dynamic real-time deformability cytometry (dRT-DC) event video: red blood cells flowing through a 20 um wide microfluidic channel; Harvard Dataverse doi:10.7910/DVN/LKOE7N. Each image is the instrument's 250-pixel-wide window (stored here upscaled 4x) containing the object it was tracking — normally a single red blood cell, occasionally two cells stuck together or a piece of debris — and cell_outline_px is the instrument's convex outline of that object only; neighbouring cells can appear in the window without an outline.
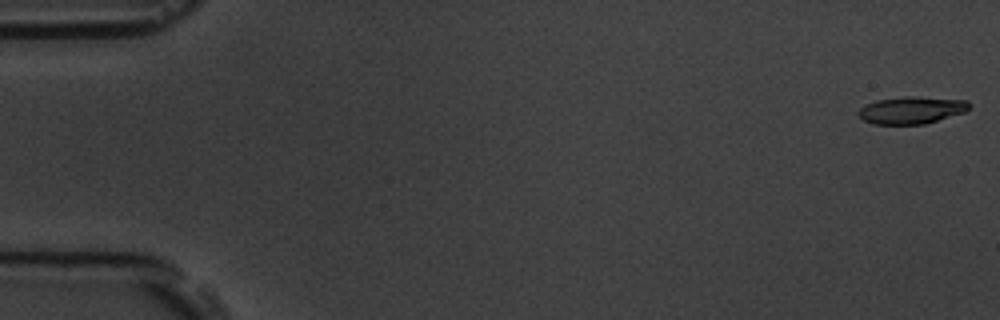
{"species": "common noctule bat (a hibernating species)", "species_latin": "Nyctalus noctula", "temperature_condition": "room temperature", "stored_images_in_passage": 54, "camera_frame_rate_fps": 3000, "um_per_image_px": 0.085, "animal": {"sex": "male", "body_mass_g": 19.5, "forearm_length_mm": 54.6}, "frame": {"image": 1, "passage_image": 1, "time_ms": 0.0, "image_size_px": [1000, 320], "cell_outline_px": [[972, 104], [964, 112], [924, 124], [872, 124], [864, 120], [856, 112], [864, 104], [876, 100], [904, 96], [912, 96], [968, 100]], "centroid_in_image_um": [77.45, 9.35], "position_along_channel_um": 7.5, "area_um2": 17.63}}
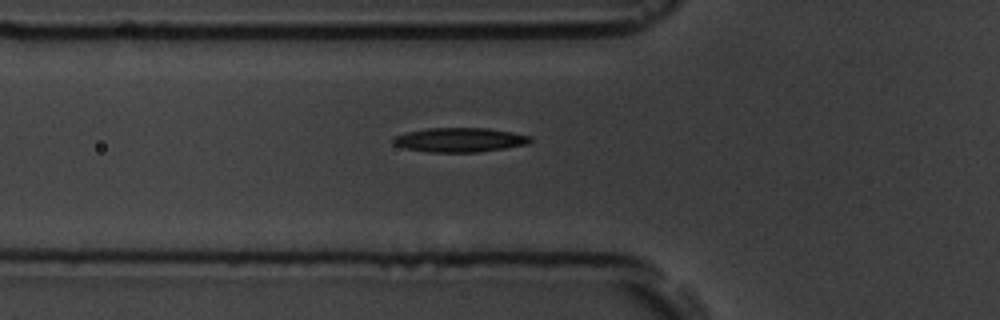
{"frame": {"image": 2, "passage_image": 19, "time_ms": 6.0, "image_size_px": [1000, 320], "cell_outline_px": [[532, 140], [528, 144], [480, 152], [428, 152], [404, 148], [392, 144], [392, 140], [396, 136], [404, 132], [428, 128], [488, 128], [512, 132], [532, 136]], "centroid_in_image_um": [39.07, 11.89], "position_along_channel_um": 86.7, "area_um2": 19.54}}
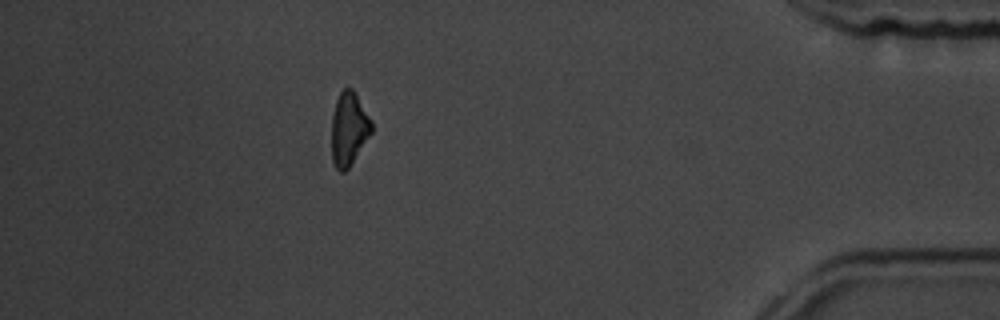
{"frame": {"image": 3, "passage_image": 48, "time_ms": 15.667, "image_size_px": [1000, 320], "cell_outline_px": [[372, 132], [348, 168], [344, 172], [340, 172], [336, 168], [332, 160], [332, 116], [336, 100], [340, 92], [344, 88], [352, 88], [372, 120]], "centroid_in_image_um": [29.65, 10.95], "position_along_channel_um": 405.6, "area_um2": 16.94}, "authors_computed_cell_mechanics": {"area_um2": 18.4093, "velocity_mm_per_s": 3.7898, "shape_relaxation_time_tau1_ms": 4.5731, "shape_relaxation_time_tau2_ms": null, "deformation_change_tau1": 0.1279, "deformation_change_tau2": null}}